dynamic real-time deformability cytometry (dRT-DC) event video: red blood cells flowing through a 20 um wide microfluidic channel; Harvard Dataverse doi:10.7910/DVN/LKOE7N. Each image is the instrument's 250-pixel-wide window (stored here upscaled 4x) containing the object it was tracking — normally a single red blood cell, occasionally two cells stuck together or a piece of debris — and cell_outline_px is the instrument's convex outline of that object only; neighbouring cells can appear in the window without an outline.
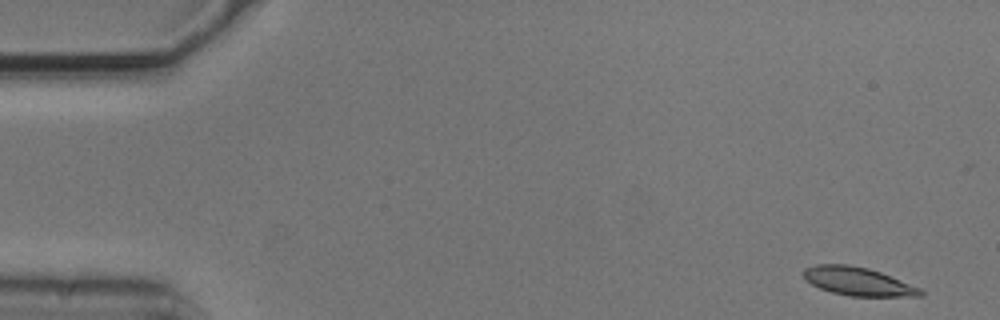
{"species": "common noctule bat (a hibernating species)", "species_latin": "Nyctalus noctula", "temperature_condition": "cold", "stored_images_in_passage": 52, "camera_frame_rate_fps": 3000, "um_per_image_px": 0.085, "animal": {"sex": "male", "body_mass_g": 20.5, "forearm_length_mm": 52.5}, "frame": {"image": 1, "passage_image": 1, "time_ms": 0.0, "image_size_px": [1000, 320], "cell_outline_px": [[924, 292], [920, 296], [848, 296], [832, 292], [820, 288], [812, 284], [804, 276], [804, 268], [816, 264], [848, 264], [868, 268], [880, 272], [920, 288]], "centroid_in_image_um": [72.92, 23.91], "position_along_channel_um": 12.1, "area_um2": 19.07}}
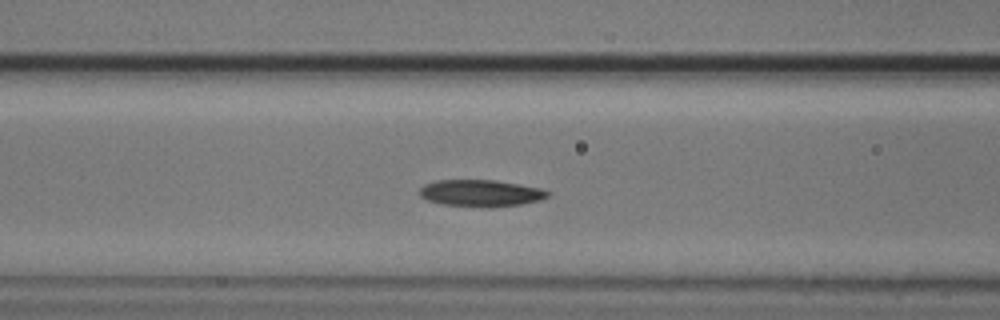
{"frame": {"image": 2, "passage_image": 20, "time_ms": 6.333, "image_size_px": [1000, 320], "cell_outline_px": [[552, 192], [548, 196], [540, 200], [520, 204], [492, 208], [488, 208], [440, 204], [428, 200], [420, 196], [420, 188], [424, 184], [436, 180], [496, 180], [540, 188]], "centroid_in_image_um": [40.86, 16.42], "position_along_channel_um": 125.7, "area_um2": 20.17}}
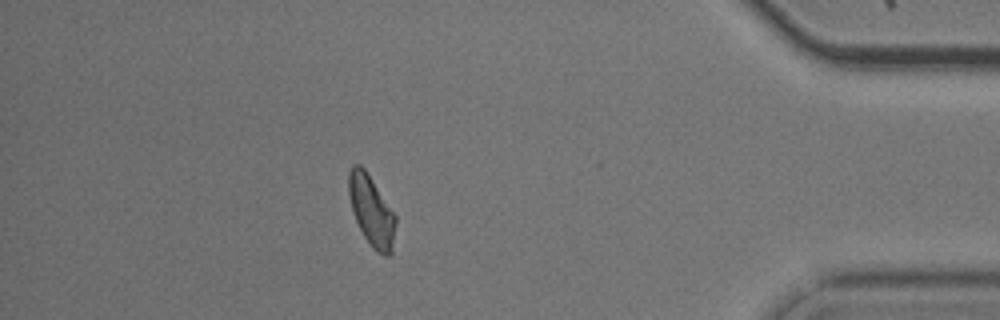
{"frame": {"image": 3, "passage_image": 46, "time_ms": 15.0, "image_size_px": [1000, 320], "cell_outline_px": [[396, 224], [392, 252], [388, 256], [384, 256], [376, 252], [372, 248], [364, 236], [352, 212], [348, 192], [348, 172], [352, 164], [360, 164], [364, 168], [396, 216]], "centroid_in_image_um": [31.56, 17.93], "position_along_channel_um": 403.6, "area_um2": 19.25}, "authors_computed_cell_mechanics": {"area_um2": 19.5364, "velocity_mm_per_s": 3.7041, "shape_relaxation_time_tau1_ms": 6.0575, "shape_relaxation_time_tau2_ms": 7.0012, "deformation_change_tau1": 0.1293, "deformation_change_tau2": 0.1665}}